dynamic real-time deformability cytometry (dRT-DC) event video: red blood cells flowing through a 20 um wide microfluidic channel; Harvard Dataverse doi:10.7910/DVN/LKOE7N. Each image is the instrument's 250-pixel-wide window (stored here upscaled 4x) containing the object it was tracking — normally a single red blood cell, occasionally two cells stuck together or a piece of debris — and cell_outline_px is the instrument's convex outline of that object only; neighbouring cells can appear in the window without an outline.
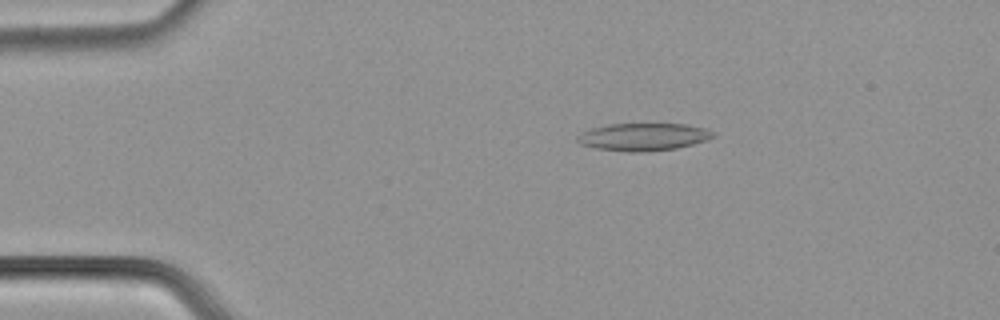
{"species": "common noctule bat (a hibernating species)", "species_latin": "Nyctalus noctula", "temperature_condition": "cold", "stored_images_in_passage": 56, "camera_frame_rate_fps": 3000, "um_per_image_px": 0.085, "animal": {"sex": "male", "body_mass_g": 21.5, "forearm_length_mm": 52.0}, "frame": {"image": 1, "passage_image": 11, "time_ms": 3.333, "image_size_px": [1000, 320], "cell_outline_px": [[716, 136], [708, 140], [676, 148], [648, 152], [624, 152], [596, 148], [580, 144], [576, 140], [576, 136], [592, 128], [608, 124], [688, 124], [704, 128], [716, 132]], "centroid_in_image_um": [54.71, 11.64], "position_along_channel_um": 30.3, "area_um2": 21.96}}
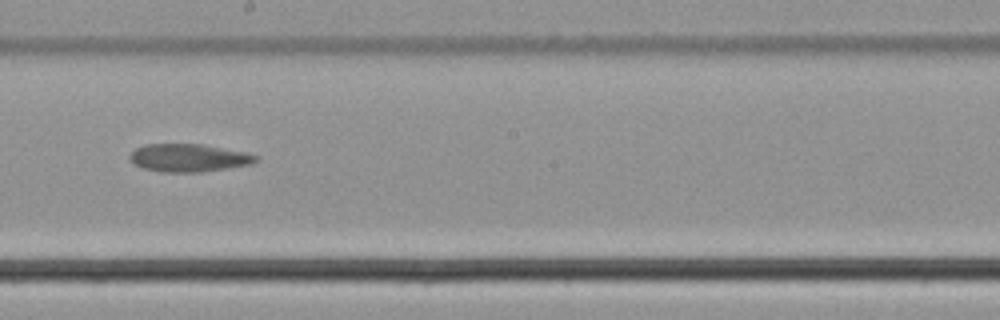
{"frame": {"image": 2, "passage_image": 32, "time_ms": 10.333, "image_size_px": [1000, 320], "cell_outline_px": [[260, 156], [252, 164], [228, 168], [200, 172], [160, 172], [144, 168], [136, 164], [128, 156], [136, 148], [144, 144], [204, 144], [244, 152]], "centroid_in_image_um": [16.05, 13.41], "position_along_channel_um": 232.1, "area_um2": 20.4}}
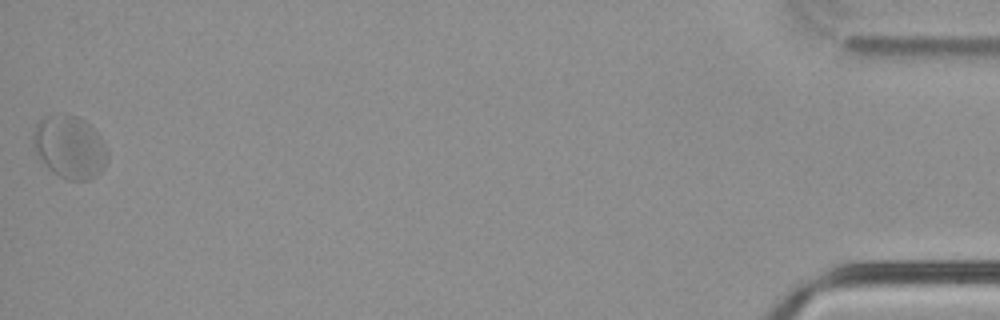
{"frame": {"image": 3, "passage_image": 56, "time_ms": 18.333, "image_size_px": [1000, 320], "cell_outline_px": [[108, 160], [104, 168], [96, 176], [88, 180], [68, 180], [60, 176], [48, 168], [36, 156], [32, 144], [32, 136], [36, 124], [44, 116], [76, 116], [84, 120], [104, 140], [108, 148]], "centroid_in_image_um": [5.93, 12.53], "position_along_channel_um": 429.3, "area_um2": 27.28}, "authors_computed_cell_mechanics": {"area_um2": 21.964, "velocity_mm_per_s": 3.6952, "shape_relaxation_time_tau1_ms": null, "shape_relaxation_time_tau2_ms": 5.5606, "deformation_change_tau1": null, "deformation_change_tau2": 0.083}}